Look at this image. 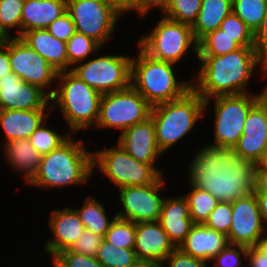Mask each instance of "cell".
I'll return each instance as SVG.
<instances>
[{
  "mask_svg": "<svg viewBox=\"0 0 267 267\" xmlns=\"http://www.w3.org/2000/svg\"><path fill=\"white\" fill-rule=\"evenodd\" d=\"M189 167V184L210 192L219 202H234L254 192V162L232 148L204 146Z\"/></svg>",
  "mask_w": 267,
  "mask_h": 267,
  "instance_id": "cell-1",
  "label": "cell"
},
{
  "mask_svg": "<svg viewBox=\"0 0 267 267\" xmlns=\"http://www.w3.org/2000/svg\"><path fill=\"white\" fill-rule=\"evenodd\" d=\"M197 57L200 69L192 88L204 99L205 109L213 97L249 93L247 84L259 63L267 77V62L255 47H240L220 56Z\"/></svg>",
  "mask_w": 267,
  "mask_h": 267,
  "instance_id": "cell-2",
  "label": "cell"
},
{
  "mask_svg": "<svg viewBox=\"0 0 267 267\" xmlns=\"http://www.w3.org/2000/svg\"><path fill=\"white\" fill-rule=\"evenodd\" d=\"M70 137L59 148L42 155L38 174L29 183L45 188L84 184L93 172L92 152Z\"/></svg>",
  "mask_w": 267,
  "mask_h": 267,
  "instance_id": "cell-3",
  "label": "cell"
},
{
  "mask_svg": "<svg viewBox=\"0 0 267 267\" xmlns=\"http://www.w3.org/2000/svg\"><path fill=\"white\" fill-rule=\"evenodd\" d=\"M57 80L59 86L49 91L51 112L57 105L73 134L96 125L102 94L68 70L58 72Z\"/></svg>",
  "mask_w": 267,
  "mask_h": 267,
  "instance_id": "cell-4",
  "label": "cell"
},
{
  "mask_svg": "<svg viewBox=\"0 0 267 267\" xmlns=\"http://www.w3.org/2000/svg\"><path fill=\"white\" fill-rule=\"evenodd\" d=\"M131 61V86L153 107L184 96L192 89L191 82L175 77L174 63L154 59L140 47Z\"/></svg>",
  "mask_w": 267,
  "mask_h": 267,
  "instance_id": "cell-5",
  "label": "cell"
},
{
  "mask_svg": "<svg viewBox=\"0 0 267 267\" xmlns=\"http://www.w3.org/2000/svg\"><path fill=\"white\" fill-rule=\"evenodd\" d=\"M204 110L205 101L193 88L179 99L152 107L150 116L162 154L196 126Z\"/></svg>",
  "mask_w": 267,
  "mask_h": 267,
  "instance_id": "cell-6",
  "label": "cell"
},
{
  "mask_svg": "<svg viewBox=\"0 0 267 267\" xmlns=\"http://www.w3.org/2000/svg\"><path fill=\"white\" fill-rule=\"evenodd\" d=\"M138 47L154 59L174 64H177L190 48L198 56V42L193 36L192 27L164 16L149 35H142Z\"/></svg>",
  "mask_w": 267,
  "mask_h": 267,
  "instance_id": "cell-7",
  "label": "cell"
},
{
  "mask_svg": "<svg viewBox=\"0 0 267 267\" xmlns=\"http://www.w3.org/2000/svg\"><path fill=\"white\" fill-rule=\"evenodd\" d=\"M92 167L98 168L116 187L143 186L154 183L162 171L155 164L132 158L121 146L92 152ZM98 165V166H96Z\"/></svg>",
  "mask_w": 267,
  "mask_h": 267,
  "instance_id": "cell-8",
  "label": "cell"
},
{
  "mask_svg": "<svg viewBox=\"0 0 267 267\" xmlns=\"http://www.w3.org/2000/svg\"><path fill=\"white\" fill-rule=\"evenodd\" d=\"M265 95L246 93L213 97L215 101L214 142L208 146L234 148L242 135L251 108Z\"/></svg>",
  "mask_w": 267,
  "mask_h": 267,
  "instance_id": "cell-9",
  "label": "cell"
},
{
  "mask_svg": "<svg viewBox=\"0 0 267 267\" xmlns=\"http://www.w3.org/2000/svg\"><path fill=\"white\" fill-rule=\"evenodd\" d=\"M131 61L130 56L104 55L76 63L79 66L71 67L70 71L91 88L105 94L131 86Z\"/></svg>",
  "mask_w": 267,
  "mask_h": 267,
  "instance_id": "cell-10",
  "label": "cell"
},
{
  "mask_svg": "<svg viewBox=\"0 0 267 267\" xmlns=\"http://www.w3.org/2000/svg\"><path fill=\"white\" fill-rule=\"evenodd\" d=\"M152 106L132 86L102 94L97 128H116L121 133L150 117Z\"/></svg>",
  "mask_w": 267,
  "mask_h": 267,
  "instance_id": "cell-11",
  "label": "cell"
},
{
  "mask_svg": "<svg viewBox=\"0 0 267 267\" xmlns=\"http://www.w3.org/2000/svg\"><path fill=\"white\" fill-rule=\"evenodd\" d=\"M66 11L74 22L75 31L91 37L101 46L110 39L120 16L104 0H67Z\"/></svg>",
  "mask_w": 267,
  "mask_h": 267,
  "instance_id": "cell-12",
  "label": "cell"
},
{
  "mask_svg": "<svg viewBox=\"0 0 267 267\" xmlns=\"http://www.w3.org/2000/svg\"><path fill=\"white\" fill-rule=\"evenodd\" d=\"M161 175L154 183L143 186H127L119 189V201L123 209L115 215L134 223L158 221L164 197L159 190L165 183Z\"/></svg>",
  "mask_w": 267,
  "mask_h": 267,
  "instance_id": "cell-13",
  "label": "cell"
},
{
  "mask_svg": "<svg viewBox=\"0 0 267 267\" xmlns=\"http://www.w3.org/2000/svg\"><path fill=\"white\" fill-rule=\"evenodd\" d=\"M9 59L13 73L49 95L47 89L57 79L58 71L20 37H9Z\"/></svg>",
  "mask_w": 267,
  "mask_h": 267,
  "instance_id": "cell-14",
  "label": "cell"
},
{
  "mask_svg": "<svg viewBox=\"0 0 267 267\" xmlns=\"http://www.w3.org/2000/svg\"><path fill=\"white\" fill-rule=\"evenodd\" d=\"M232 205V223L227 239L229 244L254 247L265 235V228L255 193L247 194Z\"/></svg>",
  "mask_w": 267,
  "mask_h": 267,
  "instance_id": "cell-15",
  "label": "cell"
},
{
  "mask_svg": "<svg viewBox=\"0 0 267 267\" xmlns=\"http://www.w3.org/2000/svg\"><path fill=\"white\" fill-rule=\"evenodd\" d=\"M267 149V96L264 95L249 111L243 132L233 150L255 164Z\"/></svg>",
  "mask_w": 267,
  "mask_h": 267,
  "instance_id": "cell-16",
  "label": "cell"
},
{
  "mask_svg": "<svg viewBox=\"0 0 267 267\" xmlns=\"http://www.w3.org/2000/svg\"><path fill=\"white\" fill-rule=\"evenodd\" d=\"M50 105V96L44 90L24 82L15 73L0 78V109H48Z\"/></svg>",
  "mask_w": 267,
  "mask_h": 267,
  "instance_id": "cell-17",
  "label": "cell"
},
{
  "mask_svg": "<svg viewBox=\"0 0 267 267\" xmlns=\"http://www.w3.org/2000/svg\"><path fill=\"white\" fill-rule=\"evenodd\" d=\"M118 144L132 158L144 164H155L162 152L158 148L152 117L120 133Z\"/></svg>",
  "mask_w": 267,
  "mask_h": 267,
  "instance_id": "cell-18",
  "label": "cell"
},
{
  "mask_svg": "<svg viewBox=\"0 0 267 267\" xmlns=\"http://www.w3.org/2000/svg\"><path fill=\"white\" fill-rule=\"evenodd\" d=\"M176 247L158 221L136 223L134 251L138 260L162 264Z\"/></svg>",
  "mask_w": 267,
  "mask_h": 267,
  "instance_id": "cell-19",
  "label": "cell"
},
{
  "mask_svg": "<svg viewBox=\"0 0 267 267\" xmlns=\"http://www.w3.org/2000/svg\"><path fill=\"white\" fill-rule=\"evenodd\" d=\"M49 225L53 239L44 244V252L49 253L52 258L59 252L70 249L85 231L84 225L73 208L53 210Z\"/></svg>",
  "mask_w": 267,
  "mask_h": 267,
  "instance_id": "cell-20",
  "label": "cell"
},
{
  "mask_svg": "<svg viewBox=\"0 0 267 267\" xmlns=\"http://www.w3.org/2000/svg\"><path fill=\"white\" fill-rule=\"evenodd\" d=\"M158 222L173 245L179 247L194 224L186 198L184 196L165 198Z\"/></svg>",
  "mask_w": 267,
  "mask_h": 267,
  "instance_id": "cell-21",
  "label": "cell"
},
{
  "mask_svg": "<svg viewBox=\"0 0 267 267\" xmlns=\"http://www.w3.org/2000/svg\"><path fill=\"white\" fill-rule=\"evenodd\" d=\"M228 244L225 234L210 229L204 224L194 223L179 248L188 255L207 263Z\"/></svg>",
  "mask_w": 267,
  "mask_h": 267,
  "instance_id": "cell-22",
  "label": "cell"
},
{
  "mask_svg": "<svg viewBox=\"0 0 267 267\" xmlns=\"http://www.w3.org/2000/svg\"><path fill=\"white\" fill-rule=\"evenodd\" d=\"M47 109L19 110L0 109V126L5 133V142L28 139L50 115Z\"/></svg>",
  "mask_w": 267,
  "mask_h": 267,
  "instance_id": "cell-23",
  "label": "cell"
},
{
  "mask_svg": "<svg viewBox=\"0 0 267 267\" xmlns=\"http://www.w3.org/2000/svg\"><path fill=\"white\" fill-rule=\"evenodd\" d=\"M66 9L67 0H24L21 35L30 30L46 29Z\"/></svg>",
  "mask_w": 267,
  "mask_h": 267,
  "instance_id": "cell-24",
  "label": "cell"
},
{
  "mask_svg": "<svg viewBox=\"0 0 267 267\" xmlns=\"http://www.w3.org/2000/svg\"><path fill=\"white\" fill-rule=\"evenodd\" d=\"M20 38L58 72L67 71L68 58L66 42L55 38L47 29L26 31Z\"/></svg>",
  "mask_w": 267,
  "mask_h": 267,
  "instance_id": "cell-25",
  "label": "cell"
},
{
  "mask_svg": "<svg viewBox=\"0 0 267 267\" xmlns=\"http://www.w3.org/2000/svg\"><path fill=\"white\" fill-rule=\"evenodd\" d=\"M4 154L9 165L24 174L27 184L38 174L42 156L28 139L4 142Z\"/></svg>",
  "mask_w": 267,
  "mask_h": 267,
  "instance_id": "cell-26",
  "label": "cell"
},
{
  "mask_svg": "<svg viewBox=\"0 0 267 267\" xmlns=\"http://www.w3.org/2000/svg\"><path fill=\"white\" fill-rule=\"evenodd\" d=\"M231 12L232 0H202L197 20L192 26L195 40L199 42L209 32L218 29Z\"/></svg>",
  "mask_w": 267,
  "mask_h": 267,
  "instance_id": "cell-27",
  "label": "cell"
},
{
  "mask_svg": "<svg viewBox=\"0 0 267 267\" xmlns=\"http://www.w3.org/2000/svg\"><path fill=\"white\" fill-rule=\"evenodd\" d=\"M85 227L94 234L104 237L116 216L109 220L105 207L93 196L87 197L81 208H73Z\"/></svg>",
  "mask_w": 267,
  "mask_h": 267,
  "instance_id": "cell-28",
  "label": "cell"
},
{
  "mask_svg": "<svg viewBox=\"0 0 267 267\" xmlns=\"http://www.w3.org/2000/svg\"><path fill=\"white\" fill-rule=\"evenodd\" d=\"M191 189V192L183 195L188 202L190 217L193 223L204 224L219 201L210 192L199 189L192 184Z\"/></svg>",
  "mask_w": 267,
  "mask_h": 267,
  "instance_id": "cell-29",
  "label": "cell"
},
{
  "mask_svg": "<svg viewBox=\"0 0 267 267\" xmlns=\"http://www.w3.org/2000/svg\"><path fill=\"white\" fill-rule=\"evenodd\" d=\"M241 46L221 29L209 32L198 42V56H220Z\"/></svg>",
  "mask_w": 267,
  "mask_h": 267,
  "instance_id": "cell-30",
  "label": "cell"
},
{
  "mask_svg": "<svg viewBox=\"0 0 267 267\" xmlns=\"http://www.w3.org/2000/svg\"><path fill=\"white\" fill-rule=\"evenodd\" d=\"M267 0H232V12L255 34L261 27Z\"/></svg>",
  "mask_w": 267,
  "mask_h": 267,
  "instance_id": "cell-31",
  "label": "cell"
},
{
  "mask_svg": "<svg viewBox=\"0 0 267 267\" xmlns=\"http://www.w3.org/2000/svg\"><path fill=\"white\" fill-rule=\"evenodd\" d=\"M96 259L103 267H130L138 260L134 249L116 247L105 239L98 249Z\"/></svg>",
  "mask_w": 267,
  "mask_h": 267,
  "instance_id": "cell-32",
  "label": "cell"
},
{
  "mask_svg": "<svg viewBox=\"0 0 267 267\" xmlns=\"http://www.w3.org/2000/svg\"><path fill=\"white\" fill-rule=\"evenodd\" d=\"M102 47L97 41L84 34L75 32L66 42L68 71L71 66L76 63L83 62L89 55L97 53V50Z\"/></svg>",
  "mask_w": 267,
  "mask_h": 267,
  "instance_id": "cell-33",
  "label": "cell"
},
{
  "mask_svg": "<svg viewBox=\"0 0 267 267\" xmlns=\"http://www.w3.org/2000/svg\"><path fill=\"white\" fill-rule=\"evenodd\" d=\"M202 0H169L162 11L164 17L193 26L196 22Z\"/></svg>",
  "mask_w": 267,
  "mask_h": 267,
  "instance_id": "cell-34",
  "label": "cell"
},
{
  "mask_svg": "<svg viewBox=\"0 0 267 267\" xmlns=\"http://www.w3.org/2000/svg\"><path fill=\"white\" fill-rule=\"evenodd\" d=\"M46 124L47 121L43 122L28 138L41 156L59 148L71 137V134L59 135L52 128L47 127Z\"/></svg>",
  "mask_w": 267,
  "mask_h": 267,
  "instance_id": "cell-35",
  "label": "cell"
},
{
  "mask_svg": "<svg viewBox=\"0 0 267 267\" xmlns=\"http://www.w3.org/2000/svg\"><path fill=\"white\" fill-rule=\"evenodd\" d=\"M135 235L136 223L116 217L106 232L104 239L116 247L133 249Z\"/></svg>",
  "mask_w": 267,
  "mask_h": 267,
  "instance_id": "cell-36",
  "label": "cell"
},
{
  "mask_svg": "<svg viewBox=\"0 0 267 267\" xmlns=\"http://www.w3.org/2000/svg\"><path fill=\"white\" fill-rule=\"evenodd\" d=\"M24 0H0V29L10 37V29H17L21 36V16Z\"/></svg>",
  "mask_w": 267,
  "mask_h": 267,
  "instance_id": "cell-37",
  "label": "cell"
},
{
  "mask_svg": "<svg viewBox=\"0 0 267 267\" xmlns=\"http://www.w3.org/2000/svg\"><path fill=\"white\" fill-rule=\"evenodd\" d=\"M219 29L231 36L241 47H255L253 32L233 12L221 22Z\"/></svg>",
  "mask_w": 267,
  "mask_h": 267,
  "instance_id": "cell-38",
  "label": "cell"
},
{
  "mask_svg": "<svg viewBox=\"0 0 267 267\" xmlns=\"http://www.w3.org/2000/svg\"><path fill=\"white\" fill-rule=\"evenodd\" d=\"M232 214L230 202H219L216 208L209 214L204 225L227 236L232 223Z\"/></svg>",
  "mask_w": 267,
  "mask_h": 267,
  "instance_id": "cell-39",
  "label": "cell"
},
{
  "mask_svg": "<svg viewBox=\"0 0 267 267\" xmlns=\"http://www.w3.org/2000/svg\"><path fill=\"white\" fill-rule=\"evenodd\" d=\"M53 267H103L96 257L63 250L52 258Z\"/></svg>",
  "mask_w": 267,
  "mask_h": 267,
  "instance_id": "cell-40",
  "label": "cell"
},
{
  "mask_svg": "<svg viewBox=\"0 0 267 267\" xmlns=\"http://www.w3.org/2000/svg\"><path fill=\"white\" fill-rule=\"evenodd\" d=\"M247 252L248 247L228 244L212 260L215 261V267H244L241 264V255L246 258Z\"/></svg>",
  "mask_w": 267,
  "mask_h": 267,
  "instance_id": "cell-41",
  "label": "cell"
},
{
  "mask_svg": "<svg viewBox=\"0 0 267 267\" xmlns=\"http://www.w3.org/2000/svg\"><path fill=\"white\" fill-rule=\"evenodd\" d=\"M104 237L85 230L69 249L72 252L96 257Z\"/></svg>",
  "mask_w": 267,
  "mask_h": 267,
  "instance_id": "cell-42",
  "label": "cell"
},
{
  "mask_svg": "<svg viewBox=\"0 0 267 267\" xmlns=\"http://www.w3.org/2000/svg\"><path fill=\"white\" fill-rule=\"evenodd\" d=\"M46 29L55 38L64 42H67L76 32L74 22L67 11L54 20Z\"/></svg>",
  "mask_w": 267,
  "mask_h": 267,
  "instance_id": "cell-43",
  "label": "cell"
},
{
  "mask_svg": "<svg viewBox=\"0 0 267 267\" xmlns=\"http://www.w3.org/2000/svg\"><path fill=\"white\" fill-rule=\"evenodd\" d=\"M166 262L169 267H208L206 262L188 255L179 247H176L168 255V257L163 261L162 267L165 266L164 264Z\"/></svg>",
  "mask_w": 267,
  "mask_h": 267,
  "instance_id": "cell-44",
  "label": "cell"
},
{
  "mask_svg": "<svg viewBox=\"0 0 267 267\" xmlns=\"http://www.w3.org/2000/svg\"><path fill=\"white\" fill-rule=\"evenodd\" d=\"M255 49L267 62V5L261 27L254 34Z\"/></svg>",
  "mask_w": 267,
  "mask_h": 267,
  "instance_id": "cell-45",
  "label": "cell"
},
{
  "mask_svg": "<svg viewBox=\"0 0 267 267\" xmlns=\"http://www.w3.org/2000/svg\"><path fill=\"white\" fill-rule=\"evenodd\" d=\"M246 259L251 267H267V254L263 253L257 246L248 247Z\"/></svg>",
  "mask_w": 267,
  "mask_h": 267,
  "instance_id": "cell-46",
  "label": "cell"
},
{
  "mask_svg": "<svg viewBox=\"0 0 267 267\" xmlns=\"http://www.w3.org/2000/svg\"><path fill=\"white\" fill-rule=\"evenodd\" d=\"M107 2L119 15L129 10H135L139 13V0H104Z\"/></svg>",
  "mask_w": 267,
  "mask_h": 267,
  "instance_id": "cell-47",
  "label": "cell"
},
{
  "mask_svg": "<svg viewBox=\"0 0 267 267\" xmlns=\"http://www.w3.org/2000/svg\"><path fill=\"white\" fill-rule=\"evenodd\" d=\"M10 59H9V39L6 44L0 47V78L11 73Z\"/></svg>",
  "mask_w": 267,
  "mask_h": 267,
  "instance_id": "cell-48",
  "label": "cell"
},
{
  "mask_svg": "<svg viewBox=\"0 0 267 267\" xmlns=\"http://www.w3.org/2000/svg\"><path fill=\"white\" fill-rule=\"evenodd\" d=\"M169 0H139V14L145 16L153 7H158L161 12L166 7Z\"/></svg>",
  "mask_w": 267,
  "mask_h": 267,
  "instance_id": "cell-49",
  "label": "cell"
},
{
  "mask_svg": "<svg viewBox=\"0 0 267 267\" xmlns=\"http://www.w3.org/2000/svg\"><path fill=\"white\" fill-rule=\"evenodd\" d=\"M254 192H267V171H255Z\"/></svg>",
  "mask_w": 267,
  "mask_h": 267,
  "instance_id": "cell-50",
  "label": "cell"
},
{
  "mask_svg": "<svg viewBox=\"0 0 267 267\" xmlns=\"http://www.w3.org/2000/svg\"><path fill=\"white\" fill-rule=\"evenodd\" d=\"M258 201L263 222L267 224V192H254Z\"/></svg>",
  "mask_w": 267,
  "mask_h": 267,
  "instance_id": "cell-51",
  "label": "cell"
},
{
  "mask_svg": "<svg viewBox=\"0 0 267 267\" xmlns=\"http://www.w3.org/2000/svg\"><path fill=\"white\" fill-rule=\"evenodd\" d=\"M130 267H162V264L150 260H137Z\"/></svg>",
  "mask_w": 267,
  "mask_h": 267,
  "instance_id": "cell-52",
  "label": "cell"
},
{
  "mask_svg": "<svg viewBox=\"0 0 267 267\" xmlns=\"http://www.w3.org/2000/svg\"><path fill=\"white\" fill-rule=\"evenodd\" d=\"M255 171H267V149L263 152L261 159L256 163Z\"/></svg>",
  "mask_w": 267,
  "mask_h": 267,
  "instance_id": "cell-53",
  "label": "cell"
},
{
  "mask_svg": "<svg viewBox=\"0 0 267 267\" xmlns=\"http://www.w3.org/2000/svg\"><path fill=\"white\" fill-rule=\"evenodd\" d=\"M263 253L267 254V234L263 236L256 245Z\"/></svg>",
  "mask_w": 267,
  "mask_h": 267,
  "instance_id": "cell-54",
  "label": "cell"
},
{
  "mask_svg": "<svg viewBox=\"0 0 267 267\" xmlns=\"http://www.w3.org/2000/svg\"><path fill=\"white\" fill-rule=\"evenodd\" d=\"M9 37L0 29V47L6 44Z\"/></svg>",
  "mask_w": 267,
  "mask_h": 267,
  "instance_id": "cell-55",
  "label": "cell"
},
{
  "mask_svg": "<svg viewBox=\"0 0 267 267\" xmlns=\"http://www.w3.org/2000/svg\"><path fill=\"white\" fill-rule=\"evenodd\" d=\"M265 95L267 96V86L264 88Z\"/></svg>",
  "mask_w": 267,
  "mask_h": 267,
  "instance_id": "cell-56",
  "label": "cell"
}]
</instances>
